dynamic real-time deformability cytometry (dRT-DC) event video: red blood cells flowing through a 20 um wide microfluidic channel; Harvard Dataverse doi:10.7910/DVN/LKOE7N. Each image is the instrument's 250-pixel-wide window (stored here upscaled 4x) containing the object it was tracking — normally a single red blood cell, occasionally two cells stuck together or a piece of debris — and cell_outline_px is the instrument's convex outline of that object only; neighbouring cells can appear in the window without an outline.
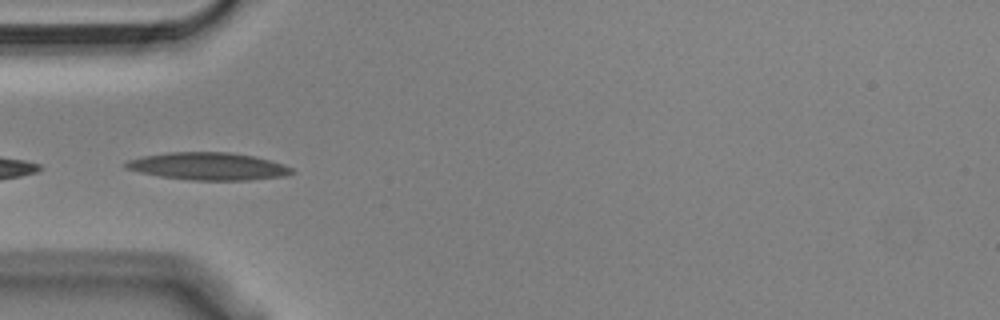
{"species": "Egyptian fruit bat (a non-hibernating species)", "species_latin": "Rousettus aegyptiacus", "temperature_condition": "cold", "stored_images_in_passage": 4, "camera_frame_rate_fps": 3000, "um_per_image_px": 0.085, "animal": {"sex": "male"}, "frame": {"image": 1, "passage_image": 1, "time_ms": 0.0, "image_size_px": [1000, 320], "cell_outline_px": [[296, 172], [288, 176], [248, 180], [192, 180], [160, 176], [140, 172], [124, 168], [124, 164], [128, 160], [144, 156], [168, 152], [228, 152], [256, 156], [284, 164], [292, 168]], "centroid_in_image_um": [17.75, 14.13], "position_along_channel_um": 67.2, "area_um2": 26.7}}